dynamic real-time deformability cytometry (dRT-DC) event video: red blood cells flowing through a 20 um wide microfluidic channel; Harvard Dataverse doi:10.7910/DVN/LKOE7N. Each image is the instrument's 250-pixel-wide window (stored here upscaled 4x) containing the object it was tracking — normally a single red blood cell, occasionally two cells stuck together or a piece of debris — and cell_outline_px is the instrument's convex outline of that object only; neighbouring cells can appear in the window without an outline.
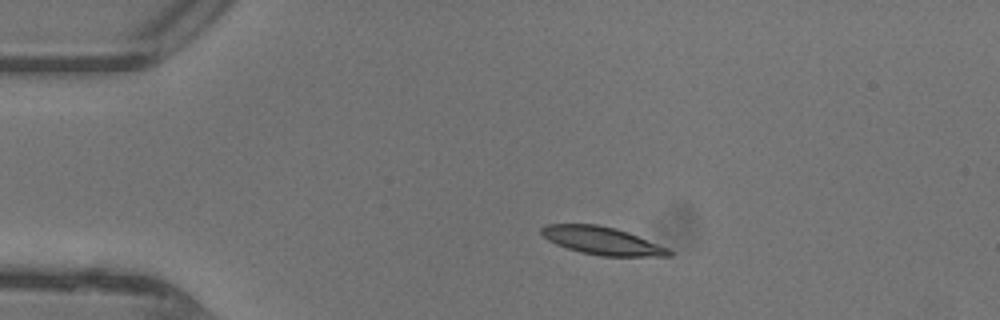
{"species": "common noctule bat (a hibernating species)", "species_latin": "Nyctalus noctula", "temperature_condition": "warm", "stored_images_in_passage": 38, "camera_frame_rate_fps": 3000, "um_per_image_px": 0.085, "animal": {"sex": "female"}, "frame": {"image": 1, "passage_image": 1, "time_ms": 0.0, "image_size_px": [1000, 320], "cell_outline_px": [[672, 256], [600, 256], [580, 252], [556, 244], [548, 240], [540, 232], [540, 228], [548, 224], [596, 224], [616, 228], [628, 232], [668, 248], [672, 252]], "centroid_in_image_um": [51.17, 20.46], "position_along_channel_um": 33.8, "area_um2": 20.58}}
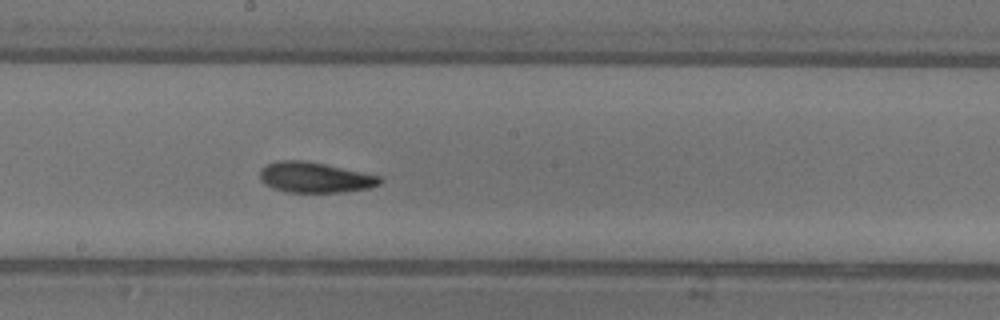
{"frame": {"image": 2, "passage_image": 17, "time_ms": 5.333, "image_size_px": [1000, 320], "cell_outline_px": [[384, 180], [380, 184], [368, 188], [344, 192], [288, 192], [272, 188], [264, 184], [260, 180], [260, 168], [268, 164], [280, 160], [300, 160], [324, 164], [380, 176]], "centroid_in_image_um": [26.75, 15.09], "position_along_channel_um": 221.5, "area_um2": 21.21}}
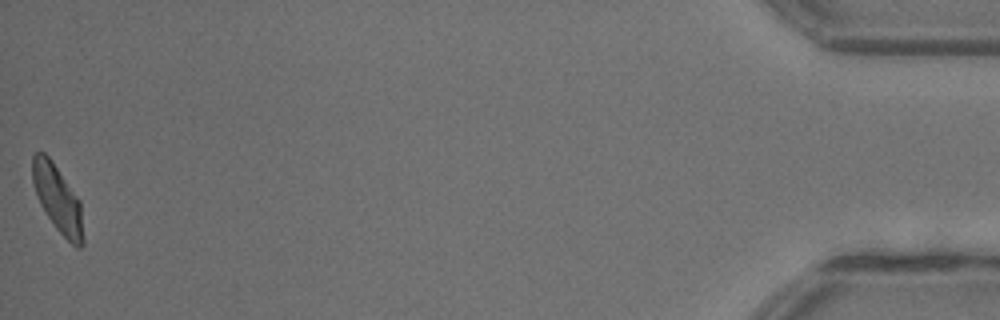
{"frame": {"image": 3, "passage_image": 38, "time_ms": 12.333, "image_size_px": [1000, 320], "cell_outline_px": [[84, 244], [80, 248], [76, 248], [56, 228], [40, 204], [32, 184], [32, 156], [36, 152], [44, 152], [48, 156], [80, 200], [84, 240]], "centroid_in_image_um": [4.9, 16.91], "position_along_channel_um": 430.3, "area_um2": 19.65}, "authors_computed_cell_mechanics": {"area_um2": 20.7791, "velocity_mm_per_s": 4.419, "shape_relaxation_time_tau1_ms": 5.4708, "shape_relaxation_time_tau2_ms": 2.0382, "deformation_change_tau1": 0.1857, "deformation_change_tau2": 0.0895}}